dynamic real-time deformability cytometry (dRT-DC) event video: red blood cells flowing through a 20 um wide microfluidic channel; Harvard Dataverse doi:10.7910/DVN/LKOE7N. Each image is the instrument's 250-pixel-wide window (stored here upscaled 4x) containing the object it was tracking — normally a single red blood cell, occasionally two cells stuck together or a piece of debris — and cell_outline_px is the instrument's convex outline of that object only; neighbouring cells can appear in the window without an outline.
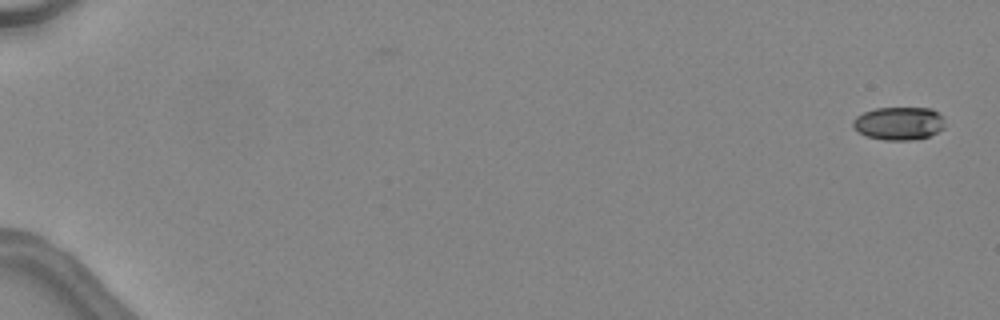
{"species": "common noctule bat (a hibernating species)", "species_latin": "Nyctalus noctula", "temperature_condition": "warm", "stored_images_in_passage": 47, "camera_frame_rate_fps": 3000, "um_per_image_px": 0.085, "animal": {"sex": "female", "body_mass_g": 24.6, "forearm_length_mm": 56.2}, "frame": {"image": 1, "passage_image": 1, "time_ms": 0.0, "image_size_px": [1000, 320], "cell_outline_px": [[944, 128], [928, 136], [912, 140], [884, 140], [868, 136], [860, 132], [852, 124], [852, 120], [856, 116], [864, 112], [876, 108], [932, 108], [944, 116]], "centroid_in_image_um": [76.43, 10.47], "position_along_channel_um": 8.6, "area_um2": 17.69}}
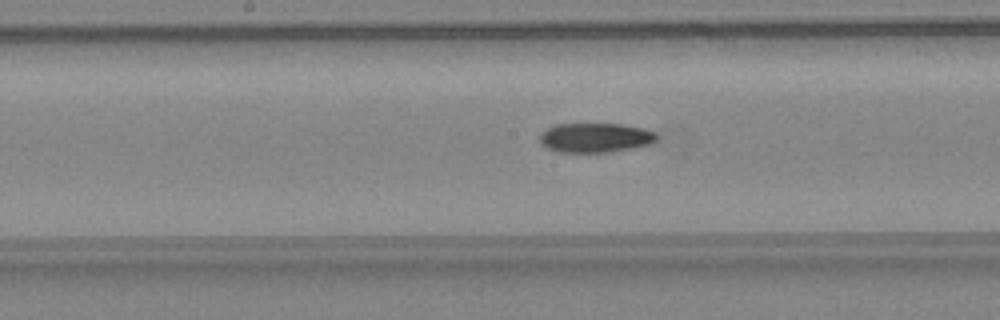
{"frame": {"image": 2, "passage_image": 27, "time_ms": 8.667, "image_size_px": [1000, 320], "cell_outline_px": [[656, 140], [652, 144], [632, 148], [608, 152], [560, 152], [548, 148], [540, 144], [540, 132], [556, 124], [620, 124], [644, 128], [656, 132]], "centroid_in_image_um": [50.6, 11.7], "position_along_channel_um": 197.6, "area_um2": 20.11}}
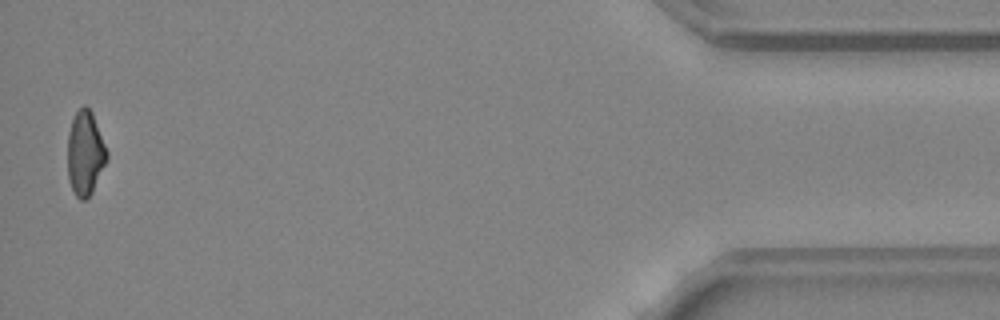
{"frame": {"image": 3, "passage_image": 47, "time_ms": 15.333, "image_size_px": [1000, 320], "cell_outline_px": [[108, 156], [92, 192], [84, 200], [80, 200], [76, 196], [68, 180], [68, 132], [72, 120], [76, 112], [84, 104], [92, 112], [108, 152]], "centroid_in_image_um": [7.23, 13.01], "position_along_channel_um": 428.0, "area_um2": 19.07}}